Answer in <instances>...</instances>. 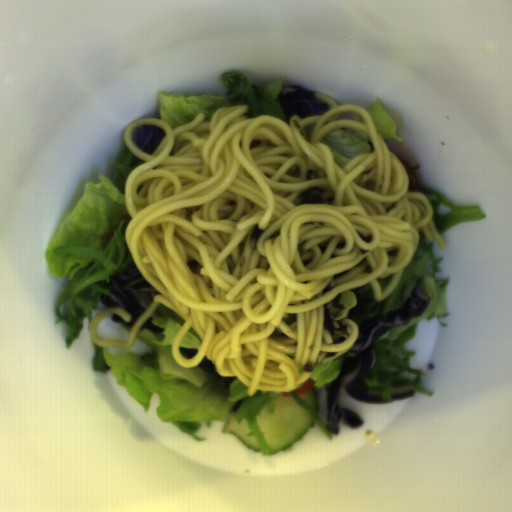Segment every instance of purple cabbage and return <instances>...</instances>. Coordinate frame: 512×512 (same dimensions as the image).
Instances as JSON below:
<instances>
[{
    "mask_svg": "<svg viewBox=\"0 0 512 512\" xmlns=\"http://www.w3.org/2000/svg\"><path fill=\"white\" fill-rule=\"evenodd\" d=\"M315 94L309 88L294 83L280 88L277 98L286 113L288 124L293 116L303 119L321 116L329 110L330 104L317 99Z\"/></svg>",
    "mask_w": 512,
    "mask_h": 512,
    "instance_id": "obj_3",
    "label": "purple cabbage"
},
{
    "mask_svg": "<svg viewBox=\"0 0 512 512\" xmlns=\"http://www.w3.org/2000/svg\"><path fill=\"white\" fill-rule=\"evenodd\" d=\"M166 138L164 128L157 125L143 124L133 129L131 140L142 152L151 154L156 151Z\"/></svg>",
    "mask_w": 512,
    "mask_h": 512,
    "instance_id": "obj_4",
    "label": "purple cabbage"
},
{
    "mask_svg": "<svg viewBox=\"0 0 512 512\" xmlns=\"http://www.w3.org/2000/svg\"><path fill=\"white\" fill-rule=\"evenodd\" d=\"M105 288L113 295L110 297L104 293L100 296V302L105 309L121 308L130 316V321L125 322L123 318L110 313L111 321L124 323L131 328L153 302L154 297L160 294L139 271L134 261L123 270L112 274Z\"/></svg>",
    "mask_w": 512,
    "mask_h": 512,
    "instance_id": "obj_2",
    "label": "purple cabbage"
},
{
    "mask_svg": "<svg viewBox=\"0 0 512 512\" xmlns=\"http://www.w3.org/2000/svg\"><path fill=\"white\" fill-rule=\"evenodd\" d=\"M425 278L418 279L408 299L402 307L390 311L388 315H375L362 321L357 326L358 336L349 351L342 355L339 376L325 385V428L332 433H338L340 422L346 427L357 428L362 425V418L350 409L340 408V397L348 395L356 401L366 404H384L381 391L368 388L364 379L365 374L376 363L374 340L397 327L407 325L412 319L426 313L430 297L423 291Z\"/></svg>",
    "mask_w": 512,
    "mask_h": 512,
    "instance_id": "obj_1",
    "label": "purple cabbage"
},
{
    "mask_svg": "<svg viewBox=\"0 0 512 512\" xmlns=\"http://www.w3.org/2000/svg\"><path fill=\"white\" fill-rule=\"evenodd\" d=\"M392 389L390 390V397L392 401H400L409 399L415 395L414 383L407 381L392 382Z\"/></svg>",
    "mask_w": 512,
    "mask_h": 512,
    "instance_id": "obj_5",
    "label": "purple cabbage"
}]
</instances>
